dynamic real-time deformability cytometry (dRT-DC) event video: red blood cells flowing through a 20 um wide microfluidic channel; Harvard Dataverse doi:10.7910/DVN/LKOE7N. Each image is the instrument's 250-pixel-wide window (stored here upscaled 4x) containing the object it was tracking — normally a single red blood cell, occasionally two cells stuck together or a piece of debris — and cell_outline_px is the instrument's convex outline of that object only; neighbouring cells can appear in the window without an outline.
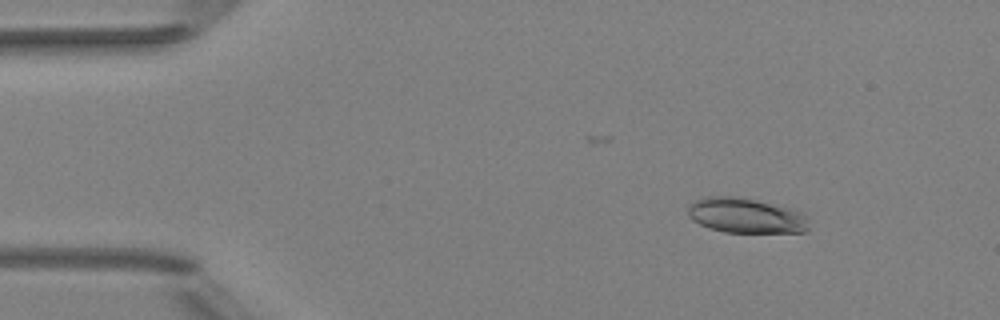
{"species": "Egyptian fruit bat (a non-hibernating species)", "species_latin": "Rousettus aegyptiacus", "temperature_condition": "room temperature", "stored_images_in_passage": 4, "camera_frame_rate_fps": 3000, "um_per_image_px": 0.085, "animal": {"sex": "female"}, "frame": {"image": 1, "passage_image": 1, "time_ms": 0.0, "image_size_px": [1000, 320], "cell_outline_px": [[808, 232], [724, 232], [708, 228], [692, 220], [688, 216], [688, 208], [692, 200], [704, 196], [736, 196], [756, 200], [804, 212], [808, 216]], "centroid_in_image_um": [63.38, 18.32], "position_along_channel_um": 21.6, "area_um2": 24.97}}
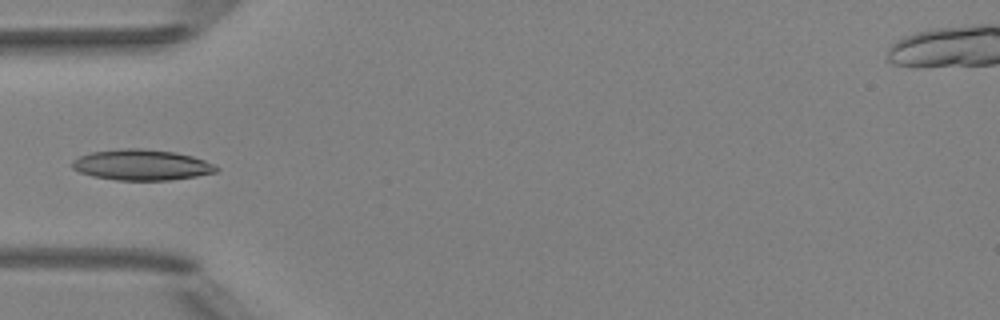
{"frame": {"image": 2, "passage_image": 4, "time_ms": 3.333, "image_size_px": [1000, 320], "cell_outline_px": [[220, 168], [216, 172], [196, 176], [168, 180], [116, 180], [92, 176], [80, 172], [72, 168], [72, 160], [80, 156], [92, 152], [120, 148], [140, 148], [176, 152], [192, 156], [216, 164]], "centroid_in_image_um": [12.05, 14.01], "position_along_channel_um": 72.9, "area_um2": 25.89}}